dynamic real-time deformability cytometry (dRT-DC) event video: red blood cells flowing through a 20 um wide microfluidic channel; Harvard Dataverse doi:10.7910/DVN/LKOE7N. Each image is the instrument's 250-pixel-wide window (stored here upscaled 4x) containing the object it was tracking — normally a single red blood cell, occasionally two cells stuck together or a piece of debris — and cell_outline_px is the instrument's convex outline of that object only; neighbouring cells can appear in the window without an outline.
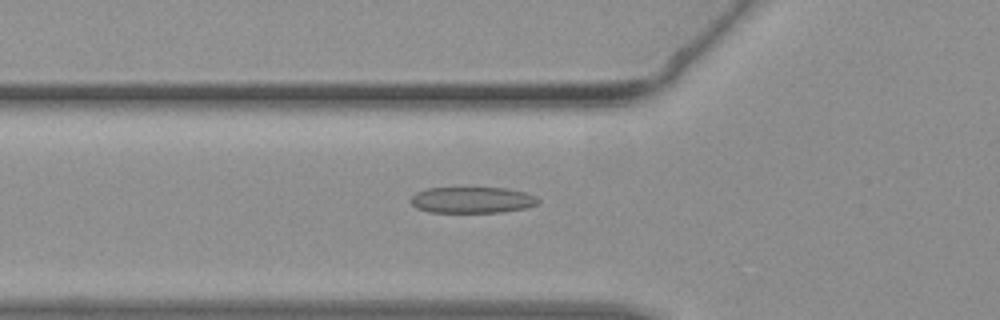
{"species": "common noctule bat (a hibernating species)", "species_latin": "Nyctalus noctula", "temperature_condition": "warm", "stored_images_in_passage": 46, "camera_frame_rate_fps": 3000, "um_per_image_px": 0.085, "animal": {"sex": "female", "body_mass_g": 19.3, "forearm_length_mm": 54.1}, "frame": {"image": 1, "passage_image": 16, "time_ms": 5.0, "image_size_px": [1000, 320], "cell_outline_px": [[540, 200], [536, 204], [524, 208], [500, 212], [428, 212], [416, 208], [412, 204], [412, 196], [416, 192], [428, 188], [508, 188], [524, 192], [536, 196]], "centroid_in_image_um": [40.13, 16.99], "position_along_channel_um": 85.7, "area_um2": 19.31}}
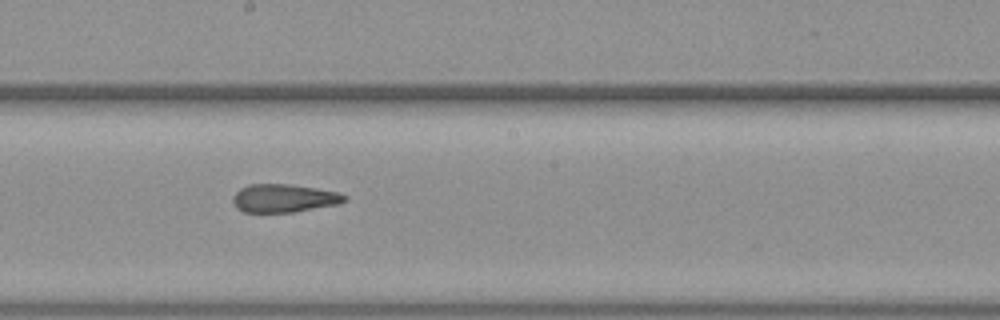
{"frame": {"image": 2, "passage_image": 25, "time_ms": 8.0, "image_size_px": [1000, 320], "cell_outline_px": [[348, 200], [336, 204], [292, 212], [244, 212], [236, 208], [232, 200], [232, 196], [240, 188], [248, 184], [288, 184], [316, 188], [340, 192], [348, 196]], "centroid_in_image_um": [24.12, 16.84], "position_along_channel_um": 224.1, "area_um2": 18.38}}
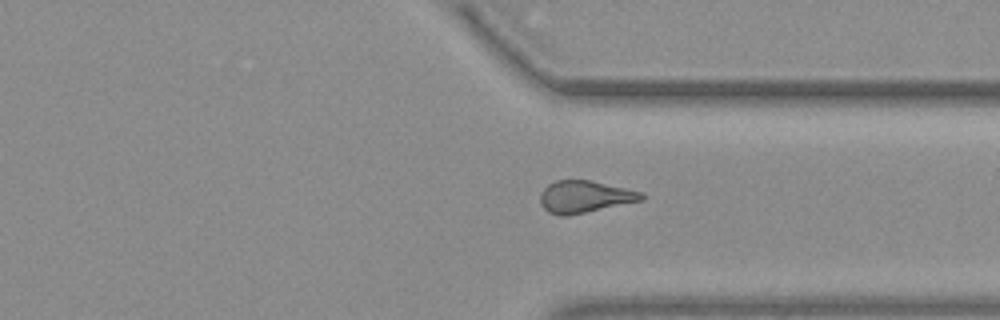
{"frame": {"image": 3, "passage_image": 34, "time_ms": 11.0, "image_size_px": [1000, 320], "cell_outline_px": [[644, 200], [568, 216], [560, 216], [548, 212], [544, 208], [540, 200], [540, 192], [548, 184], [556, 180], [588, 180], [644, 192]], "centroid_in_image_um": [49.7, 16.73], "position_along_channel_um": 361.7, "area_um2": 18.96}}